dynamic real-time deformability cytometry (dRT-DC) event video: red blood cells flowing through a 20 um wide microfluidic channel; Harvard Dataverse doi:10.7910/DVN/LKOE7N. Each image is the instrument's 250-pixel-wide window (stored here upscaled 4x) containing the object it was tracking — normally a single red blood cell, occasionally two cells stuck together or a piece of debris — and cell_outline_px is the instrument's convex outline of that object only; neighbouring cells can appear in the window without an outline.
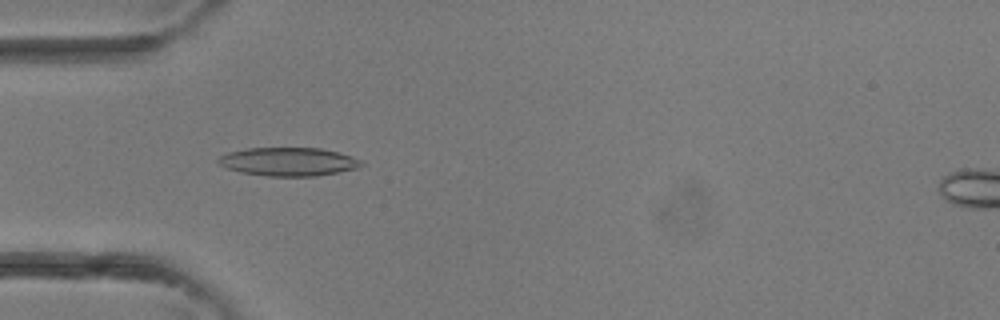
{"species": "common noctule bat (a hibernating species)", "species_latin": "Nyctalus noctula", "temperature_condition": "room temperature", "stored_images_in_passage": 3, "camera_frame_rate_fps": 3000, "um_per_image_px": 0.085, "animal": {"sex": "female"}, "frame": {"image": 1, "passage_image": 2, "time_ms": 0.333, "image_size_px": [1000, 320], "cell_outline_px": [[364, 164], [360, 168], [316, 176], [268, 176], [240, 172], [228, 168], [220, 164], [216, 160], [220, 156], [228, 152], [248, 148], [320, 148], [336, 152], [364, 160]], "centroid_in_image_um": [24.55, 13.74], "position_along_channel_um": 60.5, "area_um2": 23.7}}
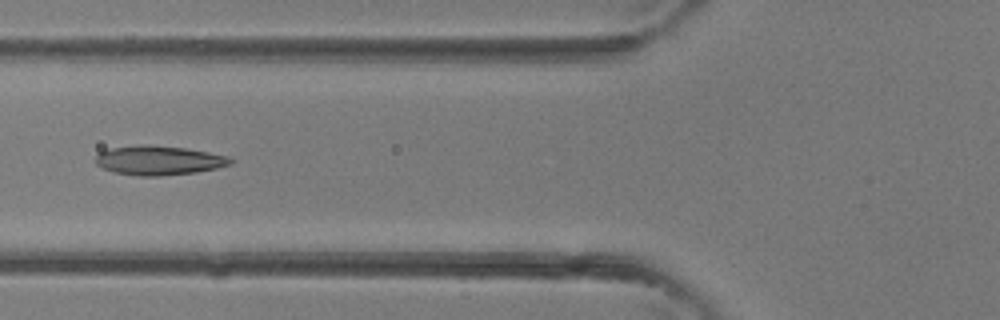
{"frame": {"image": 2, "passage_image": 3, "time_ms": 0.667, "image_size_px": [1000, 320], "cell_outline_px": [[236, 160], [232, 164], [216, 168], [196, 172], [160, 176], [136, 176], [112, 172], [96, 164], [96, 156], [100, 152], [112, 148], [136, 144], [148, 144], [184, 148], [208, 152], [228, 156]], "centroid_in_image_um": [13.51, 13.63], "position_along_channel_um": 112.3, "area_um2": 23.18}}